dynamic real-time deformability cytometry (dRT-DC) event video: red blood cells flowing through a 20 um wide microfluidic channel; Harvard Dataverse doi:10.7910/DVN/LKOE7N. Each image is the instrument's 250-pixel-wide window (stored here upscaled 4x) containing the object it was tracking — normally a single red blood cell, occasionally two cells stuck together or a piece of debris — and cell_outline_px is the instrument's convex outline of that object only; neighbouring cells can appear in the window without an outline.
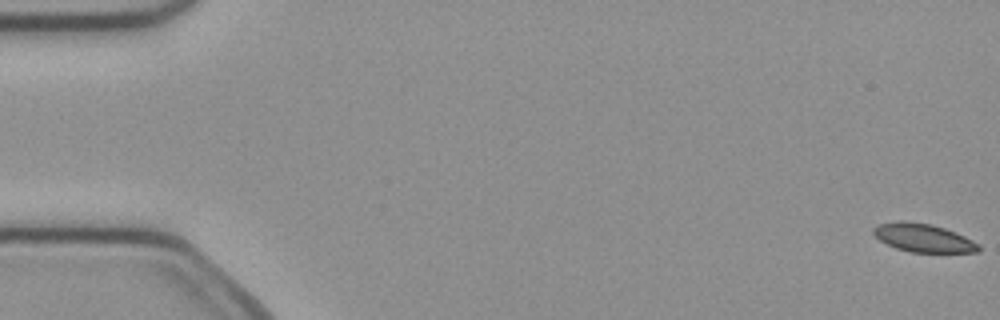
{"species": "common noctule bat (a hibernating species)", "species_latin": "Nyctalus noctula", "temperature_condition": "cold", "stored_images_in_passage": 52, "camera_frame_rate_fps": 3000, "um_per_image_px": 0.085, "animal": {"sex": "female", "body_mass_g": 21.9}, "frame": {"image": 1, "passage_image": 1, "time_ms": 0.0, "image_size_px": [1000, 320], "cell_outline_px": [[980, 252], [912, 252], [896, 248], [880, 240], [872, 232], [872, 228], [880, 224], [900, 220], [904, 220], [932, 224], [956, 232], [980, 244]], "centroid_in_image_um": [78.49, 20.21], "position_along_channel_um": 6.5, "area_um2": 17.34}}
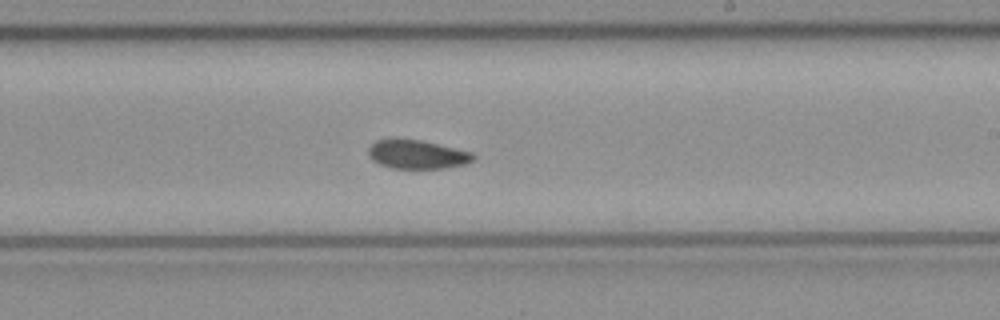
{"frame": {"image": 2, "passage_image": 31, "time_ms": 10.0, "image_size_px": [1000, 320], "cell_outline_px": [[476, 156], [472, 160], [464, 164], [444, 168], [392, 168], [380, 164], [372, 160], [368, 156], [368, 148], [376, 140], [392, 136], [396, 136], [420, 140], [472, 152]], "centroid_in_image_um": [35.38, 13.08], "position_along_channel_um": 253.6, "area_um2": 17.92}}
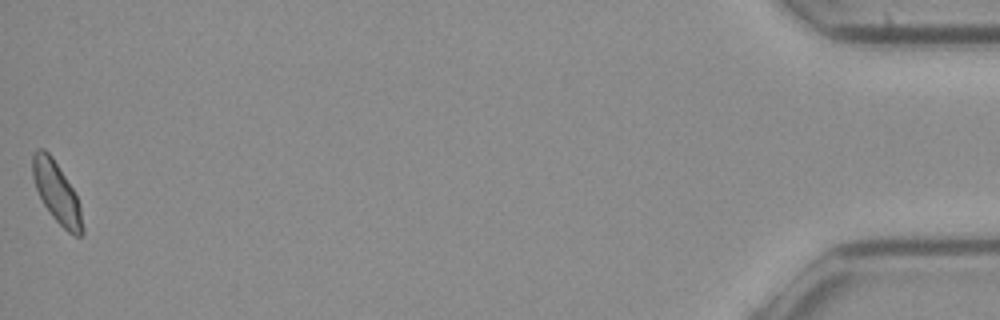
{"frame": {"image": 3, "passage_image": 52, "time_ms": 17.0, "image_size_px": [1000, 320], "cell_outline_px": [[84, 232], [80, 236], [72, 236], [52, 216], [44, 204], [36, 188], [32, 176], [32, 152], [36, 148], [44, 148], [52, 156], [72, 188], [80, 204], [84, 228]], "centroid_in_image_um": [4.82, 16.35], "position_along_channel_um": 430.4, "area_um2": 17.69}, "authors_computed_cell_mechanics": {"area_um2": 18.207, "velocity_mm_per_s": 3.9984, "shape_relaxation_time_tau1_ms": null, "shape_relaxation_time_tau2_ms": 3.6134, "deformation_change_tau1": null, "deformation_change_tau2": 0.0614}}